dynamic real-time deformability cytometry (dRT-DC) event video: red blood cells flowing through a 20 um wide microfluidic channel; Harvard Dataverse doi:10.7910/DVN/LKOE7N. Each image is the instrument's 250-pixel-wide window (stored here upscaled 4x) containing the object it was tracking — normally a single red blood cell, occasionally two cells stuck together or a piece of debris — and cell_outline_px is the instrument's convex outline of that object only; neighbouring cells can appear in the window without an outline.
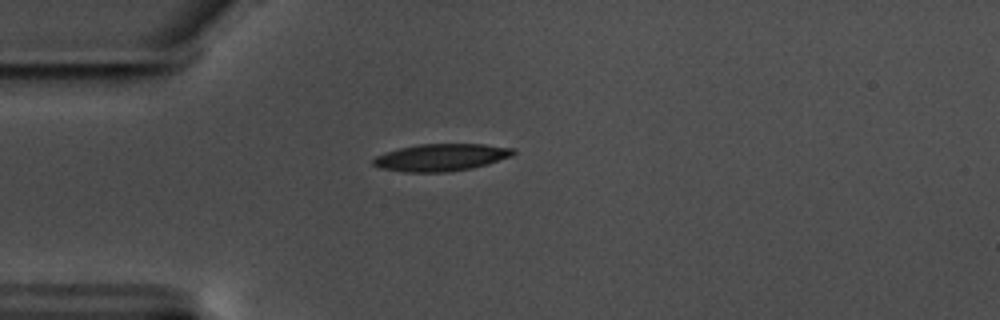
{"species": "common noctule bat (a hibernating species)", "species_latin": "Nyctalus noctula", "temperature_condition": "warm", "stored_images_in_passage": 43, "camera_frame_rate_fps": 3000, "um_per_image_px": 0.085, "animal": {"sex": "male", "body_mass_g": 17.5, "forearm_length_mm": 52.3}, "frame": {"image": 1, "passage_image": 1, "time_ms": 0.0, "image_size_px": [1000, 320], "cell_outline_px": [[516, 152], [512, 156], [488, 164], [472, 168], [448, 172], [404, 172], [380, 168], [372, 164], [372, 160], [376, 156], [384, 152], [400, 148], [420, 144], [484, 144], [516, 148]], "centroid_in_image_um": [37.51, 13.38], "position_along_channel_um": 47.5, "area_um2": 22.37}}
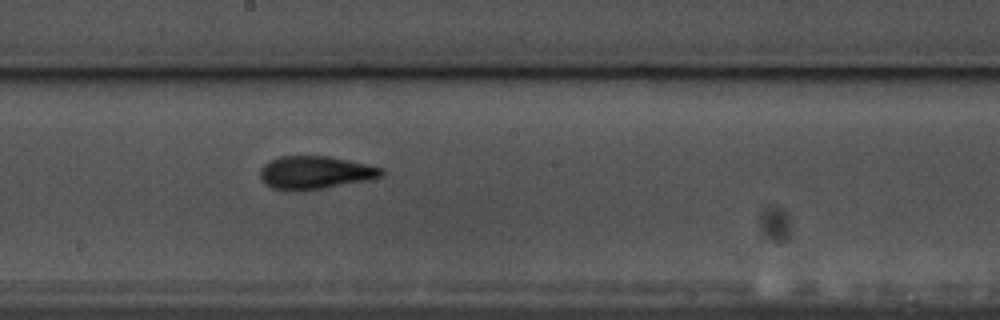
{"frame": {"image": 2, "passage_image": 17, "time_ms": 5.333, "image_size_px": [1000, 320], "cell_outline_px": [[384, 176], [368, 180], [324, 188], [272, 188], [264, 184], [260, 176], [260, 168], [264, 164], [280, 156], [328, 156], [348, 160], [384, 168]], "centroid_in_image_um": [26.83, 14.63], "position_along_channel_um": 221.4, "area_um2": 22.77}}
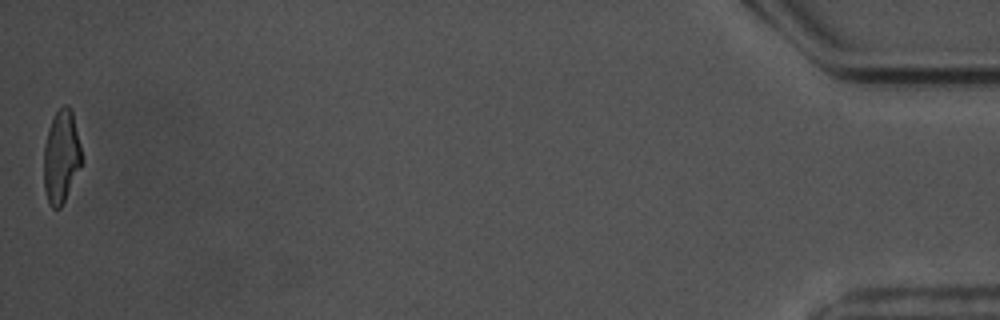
{"frame": {"image": 3, "passage_image": 43, "time_ms": 14.0, "image_size_px": [1000, 320], "cell_outline_px": [[84, 160], [60, 208], [52, 208], [48, 204], [44, 188], [44, 144], [48, 128], [56, 112], [64, 104], [68, 104], [72, 112]], "centroid_in_image_um": [5.21, 13.32], "position_along_channel_um": 430.0, "area_um2": 20.52}, "authors_computed_cell_mechanics": {"area_um2": 22.3686, "velocity_mm_per_s": 3.5368, "shape_relaxation_time_tau1_ms": 3.3746, "shape_relaxation_time_tau2_ms": 2.1823, "deformation_change_tau1": 0.1688, "deformation_change_tau2": 0.1093}}